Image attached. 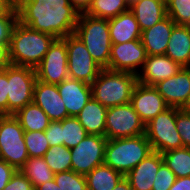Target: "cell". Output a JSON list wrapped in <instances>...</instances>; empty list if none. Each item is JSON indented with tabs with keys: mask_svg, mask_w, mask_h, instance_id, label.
<instances>
[{
	"mask_svg": "<svg viewBox=\"0 0 190 190\" xmlns=\"http://www.w3.org/2000/svg\"><path fill=\"white\" fill-rule=\"evenodd\" d=\"M11 7H17L21 0H5Z\"/></svg>",
	"mask_w": 190,
	"mask_h": 190,
	"instance_id": "cell-48",
	"label": "cell"
},
{
	"mask_svg": "<svg viewBox=\"0 0 190 190\" xmlns=\"http://www.w3.org/2000/svg\"><path fill=\"white\" fill-rule=\"evenodd\" d=\"M20 171L32 183L33 188L53 180L55 175L43 157H29Z\"/></svg>",
	"mask_w": 190,
	"mask_h": 190,
	"instance_id": "cell-27",
	"label": "cell"
},
{
	"mask_svg": "<svg viewBox=\"0 0 190 190\" xmlns=\"http://www.w3.org/2000/svg\"><path fill=\"white\" fill-rule=\"evenodd\" d=\"M137 75L102 69L92 82V97L106 108L130 103Z\"/></svg>",
	"mask_w": 190,
	"mask_h": 190,
	"instance_id": "cell-3",
	"label": "cell"
},
{
	"mask_svg": "<svg viewBox=\"0 0 190 190\" xmlns=\"http://www.w3.org/2000/svg\"><path fill=\"white\" fill-rule=\"evenodd\" d=\"M108 26L112 44L141 39V30L130 9L108 19Z\"/></svg>",
	"mask_w": 190,
	"mask_h": 190,
	"instance_id": "cell-21",
	"label": "cell"
},
{
	"mask_svg": "<svg viewBox=\"0 0 190 190\" xmlns=\"http://www.w3.org/2000/svg\"><path fill=\"white\" fill-rule=\"evenodd\" d=\"M24 129L14 115H0V159L20 170L29 158Z\"/></svg>",
	"mask_w": 190,
	"mask_h": 190,
	"instance_id": "cell-6",
	"label": "cell"
},
{
	"mask_svg": "<svg viewBox=\"0 0 190 190\" xmlns=\"http://www.w3.org/2000/svg\"><path fill=\"white\" fill-rule=\"evenodd\" d=\"M8 115L16 114L27 104L33 102L36 71L31 67L8 65Z\"/></svg>",
	"mask_w": 190,
	"mask_h": 190,
	"instance_id": "cell-8",
	"label": "cell"
},
{
	"mask_svg": "<svg viewBox=\"0 0 190 190\" xmlns=\"http://www.w3.org/2000/svg\"><path fill=\"white\" fill-rule=\"evenodd\" d=\"M33 102L48 115L50 121H62L69 117L55 84L37 80L34 86Z\"/></svg>",
	"mask_w": 190,
	"mask_h": 190,
	"instance_id": "cell-17",
	"label": "cell"
},
{
	"mask_svg": "<svg viewBox=\"0 0 190 190\" xmlns=\"http://www.w3.org/2000/svg\"><path fill=\"white\" fill-rule=\"evenodd\" d=\"M169 190H190V176L176 178L175 183Z\"/></svg>",
	"mask_w": 190,
	"mask_h": 190,
	"instance_id": "cell-42",
	"label": "cell"
},
{
	"mask_svg": "<svg viewBox=\"0 0 190 190\" xmlns=\"http://www.w3.org/2000/svg\"><path fill=\"white\" fill-rule=\"evenodd\" d=\"M142 31L151 28L167 16L166 0H136L130 4Z\"/></svg>",
	"mask_w": 190,
	"mask_h": 190,
	"instance_id": "cell-22",
	"label": "cell"
},
{
	"mask_svg": "<svg viewBox=\"0 0 190 190\" xmlns=\"http://www.w3.org/2000/svg\"><path fill=\"white\" fill-rule=\"evenodd\" d=\"M74 34L84 43L94 61L107 69L112 45L108 19L80 13Z\"/></svg>",
	"mask_w": 190,
	"mask_h": 190,
	"instance_id": "cell-5",
	"label": "cell"
},
{
	"mask_svg": "<svg viewBox=\"0 0 190 190\" xmlns=\"http://www.w3.org/2000/svg\"><path fill=\"white\" fill-rule=\"evenodd\" d=\"M141 39L112 44L108 70L139 74L147 58ZM139 68V69H137Z\"/></svg>",
	"mask_w": 190,
	"mask_h": 190,
	"instance_id": "cell-13",
	"label": "cell"
},
{
	"mask_svg": "<svg viewBox=\"0 0 190 190\" xmlns=\"http://www.w3.org/2000/svg\"><path fill=\"white\" fill-rule=\"evenodd\" d=\"M8 76L6 67L0 69V115H8Z\"/></svg>",
	"mask_w": 190,
	"mask_h": 190,
	"instance_id": "cell-40",
	"label": "cell"
},
{
	"mask_svg": "<svg viewBox=\"0 0 190 190\" xmlns=\"http://www.w3.org/2000/svg\"><path fill=\"white\" fill-rule=\"evenodd\" d=\"M107 138L88 134L77 146L70 149L71 170L82 175L104 164Z\"/></svg>",
	"mask_w": 190,
	"mask_h": 190,
	"instance_id": "cell-11",
	"label": "cell"
},
{
	"mask_svg": "<svg viewBox=\"0 0 190 190\" xmlns=\"http://www.w3.org/2000/svg\"><path fill=\"white\" fill-rule=\"evenodd\" d=\"M10 65L9 49L6 44H0V69Z\"/></svg>",
	"mask_w": 190,
	"mask_h": 190,
	"instance_id": "cell-44",
	"label": "cell"
},
{
	"mask_svg": "<svg viewBox=\"0 0 190 190\" xmlns=\"http://www.w3.org/2000/svg\"><path fill=\"white\" fill-rule=\"evenodd\" d=\"M145 135L152 150L161 154L184 147L176 128V107H169L149 121L145 125Z\"/></svg>",
	"mask_w": 190,
	"mask_h": 190,
	"instance_id": "cell-7",
	"label": "cell"
},
{
	"mask_svg": "<svg viewBox=\"0 0 190 190\" xmlns=\"http://www.w3.org/2000/svg\"><path fill=\"white\" fill-rule=\"evenodd\" d=\"M45 136L49 146L63 145L61 121H50L45 130Z\"/></svg>",
	"mask_w": 190,
	"mask_h": 190,
	"instance_id": "cell-38",
	"label": "cell"
},
{
	"mask_svg": "<svg viewBox=\"0 0 190 190\" xmlns=\"http://www.w3.org/2000/svg\"><path fill=\"white\" fill-rule=\"evenodd\" d=\"M130 104L145 125L170 107L154 86L140 83L134 87Z\"/></svg>",
	"mask_w": 190,
	"mask_h": 190,
	"instance_id": "cell-15",
	"label": "cell"
},
{
	"mask_svg": "<svg viewBox=\"0 0 190 190\" xmlns=\"http://www.w3.org/2000/svg\"><path fill=\"white\" fill-rule=\"evenodd\" d=\"M163 163L162 154L153 151L124 177L133 190H152L156 173Z\"/></svg>",
	"mask_w": 190,
	"mask_h": 190,
	"instance_id": "cell-19",
	"label": "cell"
},
{
	"mask_svg": "<svg viewBox=\"0 0 190 190\" xmlns=\"http://www.w3.org/2000/svg\"><path fill=\"white\" fill-rule=\"evenodd\" d=\"M165 55L182 67H190V29L175 25L172 29Z\"/></svg>",
	"mask_w": 190,
	"mask_h": 190,
	"instance_id": "cell-23",
	"label": "cell"
},
{
	"mask_svg": "<svg viewBox=\"0 0 190 190\" xmlns=\"http://www.w3.org/2000/svg\"><path fill=\"white\" fill-rule=\"evenodd\" d=\"M176 128L183 146L190 148V110L176 107Z\"/></svg>",
	"mask_w": 190,
	"mask_h": 190,
	"instance_id": "cell-36",
	"label": "cell"
},
{
	"mask_svg": "<svg viewBox=\"0 0 190 190\" xmlns=\"http://www.w3.org/2000/svg\"><path fill=\"white\" fill-rule=\"evenodd\" d=\"M66 46L69 78L91 85L102 68L94 61L84 43L74 33L66 36Z\"/></svg>",
	"mask_w": 190,
	"mask_h": 190,
	"instance_id": "cell-9",
	"label": "cell"
},
{
	"mask_svg": "<svg viewBox=\"0 0 190 190\" xmlns=\"http://www.w3.org/2000/svg\"><path fill=\"white\" fill-rule=\"evenodd\" d=\"M113 190H133L129 181L123 177Z\"/></svg>",
	"mask_w": 190,
	"mask_h": 190,
	"instance_id": "cell-46",
	"label": "cell"
},
{
	"mask_svg": "<svg viewBox=\"0 0 190 190\" xmlns=\"http://www.w3.org/2000/svg\"><path fill=\"white\" fill-rule=\"evenodd\" d=\"M170 107L189 110L190 67H182L176 75L154 86Z\"/></svg>",
	"mask_w": 190,
	"mask_h": 190,
	"instance_id": "cell-14",
	"label": "cell"
},
{
	"mask_svg": "<svg viewBox=\"0 0 190 190\" xmlns=\"http://www.w3.org/2000/svg\"><path fill=\"white\" fill-rule=\"evenodd\" d=\"M134 1H136V0H127V2H128L129 4H132Z\"/></svg>",
	"mask_w": 190,
	"mask_h": 190,
	"instance_id": "cell-49",
	"label": "cell"
},
{
	"mask_svg": "<svg viewBox=\"0 0 190 190\" xmlns=\"http://www.w3.org/2000/svg\"><path fill=\"white\" fill-rule=\"evenodd\" d=\"M34 190H60V188L53 179L44 184H40L39 186L35 187Z\"/></svg>",
	"mask_w": 190,
	"mask_h": 190,
	"instance_id": "cell-45",
	"label": "cell"
},
{
	"mask_svg": "<svg viewBox=\"0 0 190 190\" xmlns=\"http://www.w3.org/2000/svg\"><path fill=\"white\" fill-rule=\"evenodd\" d=\"M63 145L68 149L77 146L88 134L76 117L61 121Z\"/></svg>",
	"mask_w": 190,
	"mask_h": 190,
	"instance_id": "cell-31",
	"label": "cell"
},
{
	"mask_svg": "<svg viewBox=\"0 0 190 190\" xmlns=\"http://www.w3.org/2000/svg\"><path fill=\"white\" fill-rule=\"evenodd\" d=\"M129 9L130 4L127 0H92L85 14L102 19H111Z\"/></svg>",
	"mask_w": 190,
	"mask_h": 190,
	"instance_id": "cell-28",
	"label": "cell"
},
{
	"mask_svg": "<svg viewBox=\"0 0 190 190\" xmlns=\"http://www.w3.org/2000/svg\"><path fill=\"white\" fill-rule=\"evenodd\" d=\"M10 5L5 0H0V15L3 14Z\"/></svg>",
	"mask_w": 190,
	"mask_h": 190,
	"instance_id": "cell-47",
	"label": "cell"
},
{
	"mask_svg": "<svg viewBox=\"0 0 190 190\" xmlns=\"http://www.w3.org/2000/svg\"><path fill=\"white\" fill-rule=\"evenodd\" d=\"M54 180L60 190H88L85 175L72 170L56 173Z\"/></svg>",
	"mask_w": 190,
	"mask_h": 190,
	"instance_id": "cell-34",
	"label": "cell"
},
{
	"mask_svg": "<svg viewBox=\"0 0 190 190\" xmlns=\"http://www.w3.org/2000/svg\"><path fill=\"white\" fill-rule=\"evenodd\" d=\"M162 157L176 178L190 176V148L182 147L168 150L162 153Z\"/></svg>",
	"mask_w": 190,
	"mask_h": 190,
	"instance_id": "cell-29",
	"label": "cell"
},
{
	"mask_svg": "<svg viewBox=\"0 0 190 190\" xmlns=\"http://www.w3.org/2000/svg\"><path fill=\"white\" fill-rule=\"evenodd\" d=\"M181 68L182 66L165 54L148 55L141 69L142 72L137 74L138 83L155 86L162 80L176 75Z\"/></svg>",
	"mask_w": 190,
	"mask_h": 190,
	"instance_id": "cell-16",
	"label": "cell"
},
{
	"mask_svg": "<svg viewBox=\"0 0 190 190\" xmlns=\"http://www.w3.org/2000/svg\"><path fill=\"white\" fill-rule=\"evenodd\" d=\"M14 116L24 131H45L50 123L48 115L34 102L24 106Z\"/></svg>",
	"mask_w": 190,
	"mask_h": 190,
	"instance_id": "cell-26",
	"label": "cell"
},
{
	"mask_svg": "<svg viewBox=\"0 0 190 190\" xmlns=\"http://www.w3.org/2000/svg\"><path fill=\"white\" fill-rule=\"evenodd\" d=\"M175 22L166 16L151 28L141 32V41L147 55L165 54Z\"/></svg>",
	"mask_w": 190,
	"mask_h": 190,
	"instance_id": "cell-20",
	"label": "cell"
},
{
	"mask_svg": "<svg viewBox=\"0 0 190 190\" xmlns=\"http://www.w3.org/2000/svg\"><path fill=\"white\" fill-rule=\"evenodd\" d=\"M4 190H34V188L28 178L20 170H17Z\"/></svg>",
	"mask_w": 190,
	"mask_h": 190,
	"instance_id": "cell-39",
	"label": "cell"
},
{
	"mask_svg": "<svg viewBox=\"0 0 190 190\" xmlns=\"http://www.w3.org/2000/svg\"><path fill=\"white\" fill-rule=\"evenodd\" d=\"M166 12L176 25L190 24V0H166Z\"/></svg>",
	"mask_w": 190,
	"mask_h": 190,
	"instance_id": "cell-33",
	"label": "cell"
},
{
	"mask_svg": "<svg viewBox=\"0 0 190 190\" xmlns=\"http://www.w3.org/2000/svg\"><path fill=\"white\" fill-rule=\"evenodd\" d=\"M68 1L79 13H85L90 7L92 2V0H68Z\"/></svg>",
	"mask_w": 190,
	"mask_h": 190,
	"instance_id": "cell-43",
	"label": "cell"
},
{
	"mask_svg": "<svg viewBox=\"0 0 190 190\" xmlns=\"http://www.w3.org/2000/svg\"><path fill=\"white\" fill-rule=\"evenodd\" d=\"M17 170L0 159V190H4L9 180Z\"/></svg>",
	"mask_w": 190,
	"mask_h": 190,
	"instance_id": "cell-41",
	"label": "cell"
},
{
	"mask_svg": "<svg viewBox=\"0 0 190 190\" xmlns=\"http://www.w3.org/2000/svg\"><path fill=\"white\" fill-rule=\"evenodd\" d=\"M124 176L105 164L85 175L88 190H113Z\"/></svg>",
	"mask_w": 190,
	"mask_h": 190,
	"instance_id": "cell-25",
	"label": "cell"
},
{
	"mask_svg": "<svg viewBox=\"0 0 190 190\" xmlns=\"http://www.w3.org/2000/svg\"><path fill=\"white\" fill-rule=\"evenodd\" d=\"M107 109L92 97L76 118L87 134L105 136Z\"/></svg>",
	"mask_w": 190,
	"mask_h": 190,
	"instance_id": "cell-24",
	"label": "cell"
},
{
	"mask_svg": "<svg viewBox=\"0 0 190 190\" xmlns=\"http://www.w3.org/2000/svg\"><path fill=\"white\" fill-rule=\"evenodd\" d=\"M43 158L55 174L71 170V152L64 145L50 146Z\"/></svg>",
	"mask_w": 190,
	"mask_h": 190,
	"instance_id": "cell-30",
	"label": "cell"
},
{
	"mask_svg": "<svg viewBox=\"0 0 190 190\" xmlns=\"http://www.w3.org/2000/svg\"><path fill=\"white\" fill-rule=\"evenodd\" d=\"M55 39L48 33L36 31L17 21L8 47L10 64L35 69Z\"/></svg>",
	"mask_w": 190,
	"mask_h": 190,
	"instance_id": "cell-2",
	"label": "cell"
},
{
	"mask_svg": "<svg viewBox=\"0 0 190 190\" xmlns=\"http://www.w3.org/2000/svg\"><path fill=\"white\" fill-rule=\"evenodd\" d=\"M16 9L19 22L55 38L73 34L80 14L68 0H21Z\"/></svg>",
	"mask_w": 190,
	"mask_h": 190,
	"instance_id": "cell-1",
	"label": "cell"
},
{
	"mask_svg": "<svg viewBox=\"0 0 190 190\" xmlns=\"http://www.w3.org/2000/svg\"><path fill=\"white\" fill-rule=\"evenodd\" d=\"M17 21L18 14L15 7L10 6L0 15V44H6L9 47L11 33Z\"/></svg>",
	"mask_w": 190,
	"mask_h": 190,
	"instance_id": "cell-35",
	"label": "cell"
},
{
	"mask_svg": "<svg viewBox=\"0 0 190 190\" xmlns=\"http://www.w3.org/2000/svg\"><path fill=\"white\" fill-rule=\"evenodd\" d=\"M176 176L174 172L163 163L158 172L152 190H169L175 183Z\"/></svg>",
	"mask_w": 190,
	"mask_h": 190,
	"instance_id": "cell-37",
	"label": "cell"
},
{
	"mask_svg": "<svg viewBox=\"0 0 190 190\" xmlns=\"http://www.w3.org/2000/svg\"><path fill=\"white\" fill-rule=\"evenodd\" d=\"M152 152L151 144L145 134L107 139L104 164L125 176Z\"/></svg>",
	"mask_w": 190,
	"mask_h": 190,
	"instance_id": "cell-4",
	"label": "cell"
},
{
	"mask_svg": "<svg viewBox=\"0 0 190 190\" xmlns=\"http://www.w3.org/2000/svg\"><path fill=\"white\" fill-rule=\"evenodd\" d=\"M145 134V123L130 103L109 107L106 112L105 137L128 138Z\"/></svg>",
	"mask_w": 190,
	"mask_h": 190,
	"instance_id": "cell-10",
	"label": "cell"
},
{
	"mask_svg": "<svg viewBox=\"0 0 190 190\" xmlns=\"http://www.w3.org/2000/svg\"><path fill=\"white\" fill-rule=\"evenodd\" d=\"M24 141L29 157H43L50 147L45 131H25Z\"/></svg>",
	"mask_w": 190,
	"mask_h": 190,
	"instance_id": "cell-32",
	"label": "cell"
},
{
	"mask_svg": "<svg viewBox=\"0 0 190 190\" xmlns=\"http://www.w3.org/2000/svg\"><path fill=\"white\" fill-rule=\"evenodd\" d=\"M57 89L69 117H76L92 98L91 85L76 79H65L57 84Z\"/></svg>",
	"mask_w": 190,
	"mask_h": 190,
	"instance_id": "cell-18",
	"label": "cell"
},
{
	"mask_svg": "<svg viewBox=\"0 0 190 190\" xmlns=\"http://www.w3.org/2000/svg\"><path fill=\"white\" fill-rule=\"evenodd\" d=\"M37 80L47 84H60L69 78L66 37L56 38L35 68Z\"/></svg>",
	"mask_w": 190,
	"mask_h": 190,
	"instance_id": "cell-12",
	"label": "cell"
}]
</instances>
